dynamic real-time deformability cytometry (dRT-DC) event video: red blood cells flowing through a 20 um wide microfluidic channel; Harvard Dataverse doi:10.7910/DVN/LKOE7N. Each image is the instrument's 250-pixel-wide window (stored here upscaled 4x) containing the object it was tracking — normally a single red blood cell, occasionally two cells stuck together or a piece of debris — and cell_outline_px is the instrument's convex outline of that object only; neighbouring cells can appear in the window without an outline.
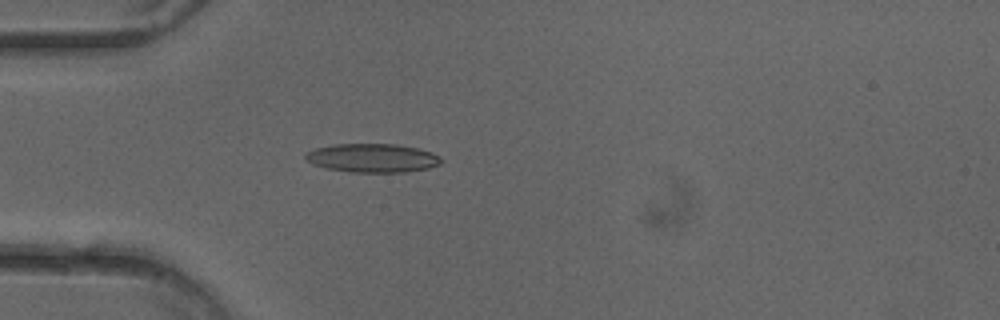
{"species": "common noctule bat (a hibernating species)", "species_latin": "Nyctalus noctula", "temperature_condition": "cold", "stored_images_in_passage": 51, "camera_frame_rate_fps": 3000, "um_per_image_px": 0.085, "animal": {"sex": "female"}, "frame": {"image": 1, "passage_image": 15, "time_ms": 4.667, "image_size_px": [1000, 320], "cell_outline_px": [[444, 160], [440, 164], [428, 168], [404, 172], [348, 172], [328, 168], [312, 164], [304, 160], [304, 156], [308, 152], [316, 148], [332, 144], [396, 144], [416, 148], [432, 152], [440, 156]], "centroid_in_image_um": [31.66, 13.43], "position_along_channel_um": 53.3, "area_um2": 22.77}}
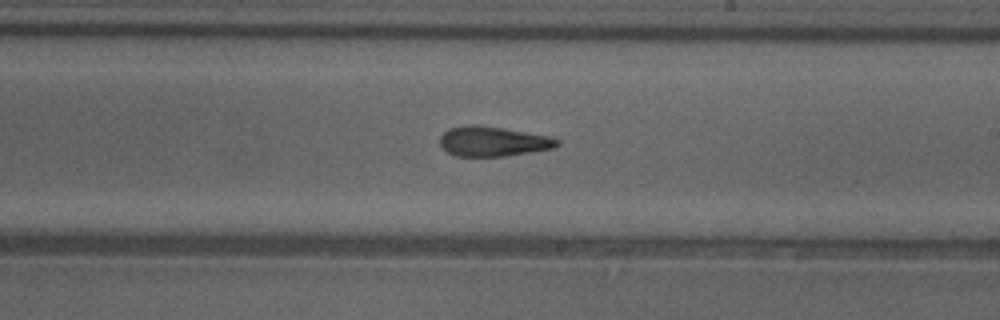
{"frame": {"image": 2, "passage_image": 30, "time_ms": 9.667, "image_size_px": [1000, 320], "cell_outline_px": [[560, 144], [552, 148], [532, 152], [504, 156], [456, 156], [448, 152], [440, 144], [440, 136], [448, 128], [468, 124], [476, 124], [548, 136], [560, 140]], "centroid_in_image_um": [41.88, 12.02], "position_along_channel_um": 247.1, "area_um2": 20.23}}
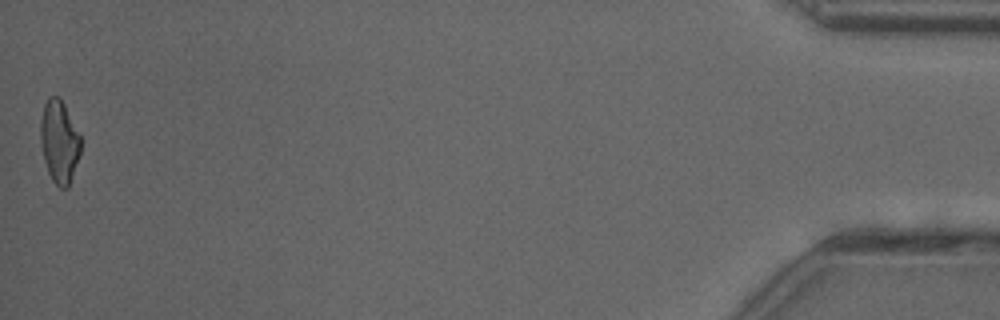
{"frame": {"image": 3, "passage_image": 51, "time_ms": 16.667, "image_size_px": [1000, 320], "cell_outline_px": [[80, 156], [68, 188], [60, 188], [52, 180], [48, 172], [44, 160], [40, 144], [40, 120], [44, 104], [48, 96], [60, 96], [80, 132]], "centroid_in_image_um": [5.04, 12.01], "position_along_channel_um": 430.2, "area_um2": 19.77}, "authors_computed_cell_mechanics": {"area_um2": 20.9236, "velocity_mm_per_s": 4.0332, "shape_relaxation_time_tau1_ms": 7.3871, "shape_relaxation_time_tau2_ms": 3.6095, "deformation_change_tau1": 0.1994, "deformation_change_tau2": 0.1399}}